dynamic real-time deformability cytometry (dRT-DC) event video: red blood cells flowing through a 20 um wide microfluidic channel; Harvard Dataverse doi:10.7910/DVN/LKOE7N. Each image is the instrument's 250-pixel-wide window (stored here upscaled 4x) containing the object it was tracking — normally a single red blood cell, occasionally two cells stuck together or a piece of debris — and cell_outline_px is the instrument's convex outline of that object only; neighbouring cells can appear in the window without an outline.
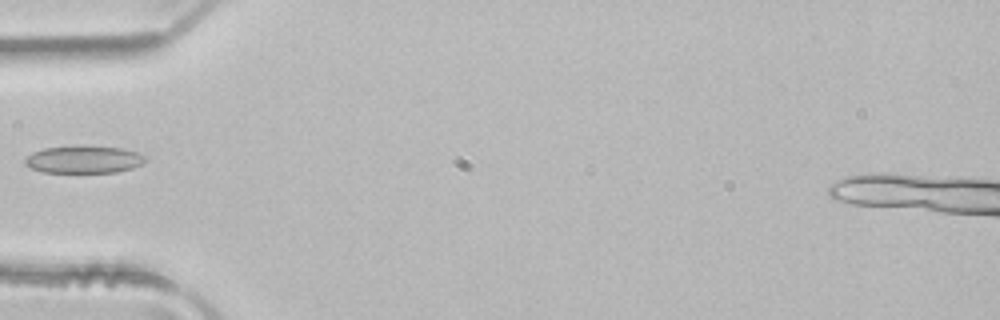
{"species": "common noctule bat (a hibernating species)", "species_latin": "Nyctalus noctula", "temperature_condition": "room temperature", "stored_images_in_passage": 2, "camera_frame_rate_fps": 3000, "um_per_image_px": 0.085, "animal": {"sex": "male", "body_mass_g": 21.5, "forearm_length_mm": 52.0}, "frame": {"image": 1, "passage_image": 2, "time_ms": 0.333, "image_size_px": [1000, 320], "cell_outline_px": [[148, 160], [132, 168], [116, 172], [44, 172], [32, 168], [24, 164], [24, 160], [32, 152], [44, 148], [124, 148], [136, 152], [144, 156]], "centroid_in_image_um": [7.12, 13.59], "position_along_channel_um": 77.9, "area_um2": 18.38}}